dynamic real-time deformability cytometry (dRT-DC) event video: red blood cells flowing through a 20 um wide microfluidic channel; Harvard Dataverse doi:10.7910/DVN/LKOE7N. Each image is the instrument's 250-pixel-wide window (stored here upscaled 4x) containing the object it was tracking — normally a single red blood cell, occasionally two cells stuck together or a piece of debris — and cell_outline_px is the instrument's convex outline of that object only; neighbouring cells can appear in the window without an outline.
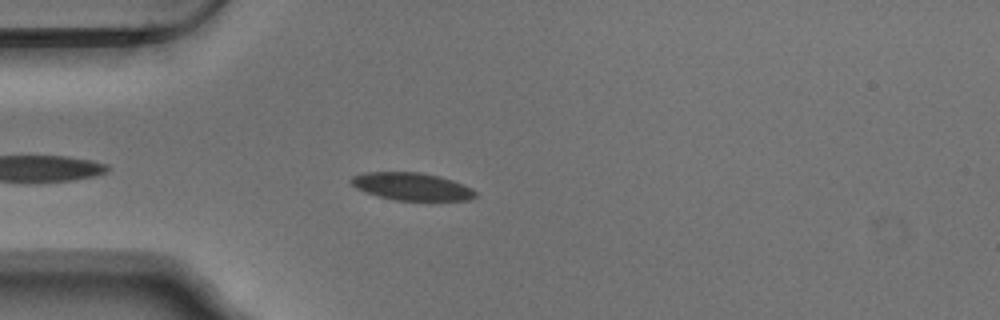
{"species": "Egyptian fruit bat (a non-hibernating species)", "species_latin": "Rousettus aegyptiacus", "temperature_condition": "warm", "stored_images_in_passage": 29, "camera_frame_rate_fps": 3000, "um_per_image_px": 0.085, "animal": {"sex": "male"}, "frame": {"image": 1, "passage_image": 5, "time_ms": 1.333, "image_size_px": [1000, 320], "cell_outline_px": [[476, 196], [468, 200], [396, 200], [380, 196], [356, 188], [348, 180], [352, 176], [364, 172], [420, 172], [440, 176], [452, 180], [472, 188], [476, 192]], "centroid_in_image_um": [34.99, 15.84], "position_along_channel_um": 50.0, "area_um2": 19.83}}
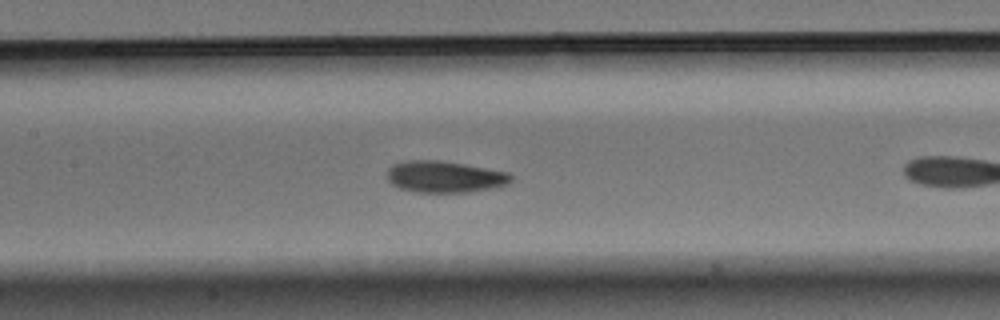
{"frame": {"image": 2, "passage_image": 12, "time_ms": 3.667, "image_size_px": [1000, 320], "cell_outline_px": [[512, 180], [508, 184], [492, 188], [468, 192], [416, 192], [400, 188], [392, 184], [388, 180], [388, 168], [392, 164], [408, 160], [440, 160], [464, 164], [508, 172], [512, 176]], "centroid_in_image_um": [37.79, 15.02], "position_along_channel_um": 169.6, "area_um2": 22.77}}
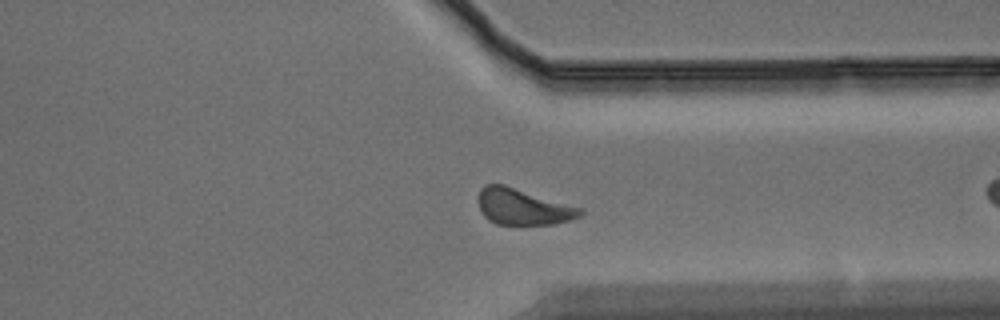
{"frame": {"image": 3, "passage_image": 28, "time_ms": 9.0, "image_size_px": [1000, 320], "cell_outline_px": [[584, 212], [580, 216], [572, 220], [552, 224], [496, 224], [488, 220], [480, 212], [476, 200], [480, 188], [484, 184], [504, 184], [584, 208]], "centroid_in_image_um": [44.43, 17.56], "position_along_channel_um": 367.0, "area_um2": 21.91}}